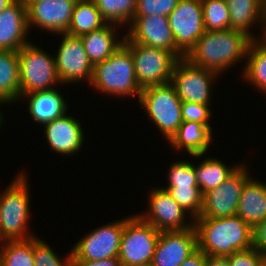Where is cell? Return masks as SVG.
Here are the masks:
<instances>
[{
  "label": "cell",
  "instance_id": "28",
  "mask_svg": "<svg viewBox=\"0 0 266 266\" xmlns=\"http://www.w3.org/2000/svg\"><path fill=\"white\" fill-rule=\"evenodd\" d=\"M240 165L241 164L230 167L216 158H206L199 165H194L197 184L202 195L217 188L230 177Z\"/></svg>",
  "mask_w": 266,
  "mask_h": 266
},
{
  "label": "cell",
  "instance_id": "14",
  "mask_svg": "<svg viewBox=\"0 0 266 266\" xmlns=\"http://www.w3.org/2000/svg\"><path fill=\"white\" fill-rule=\"evenodd\" d=\"M148 197L149 212L138 216L152 224L158 231H174L192 228L194 223L186 222L188 215L172 196L162 188H152Z\"/></svg>",
  "mask_w": 266,
  "mask_h": 266
},
{
  "label": "cell",
  "instance_id": "21",
  "mask_svg": "<svg viewBox=\"0 0 266 266\" xmlns=\"http://www.w3.org/2000/svg\"><path fill=\"white\" fill-rule=\"evenodd\" d=\"M212 128L202 123L183 121L169 144L174 150H184L192 157H202L212 141Z\"/></svg>",
  "mask_w": 266,
  "mask_h": 266
},
{
  "label": "cell",
  "instance_id": "44",
  "mask_svg": "<svg viewBox=\"0 0 266 266\" xmlns=\"http://www.w3.org/2000/svg\"><path fill=\"white\" fill-rule=\"evenodd\" d=\"M25 5H26V7L30 4V3H32V2H36V1H39V0H21Z\"/></svg>",
  "mask_w": 266,
  "mask_h": 266
},
{
  "label": "cell",
  "instance_id": "6",
  "mask_svg": "<svg viewBox=\"0 0 266 266\" xmlns=\"http://www.w3.org/2000/svg\"><path fill=\"white\" fill-rule=\"evenodd\" d=\"M160 231L143 221L138 214L124 218L118 259L123 266L150 265L158 243Z\"/></svg>",
  "mask_w": 266,
  "mask_h": 266
},
{
  "label": "cell",
  "instance_id": "47",
  "mask_svg": "<svg viewBox=\"0 0 266 266\" xmlns=\"http://www.w3.org/2000/svg\"><path fill=\"white\" fill-rule=\"evenodd\" d=\"M263 30H266V4H265V26L263 27Z\"/></svg>",
  "mask_w": 266,
  "mask_h": 266
},
{
  "label": "cell",
  "instance_id": "41",
  "mask_svg": "<svg viewBox=\"0 0 266 266\" xmlns=\"http://www.w3.org/2000/svg\"><path fill=\"white\" fill-rule=\"evenodd\" d=\"M205 266H229V263L227 257L208 255Z\"/></svg>",
  "mask_w": 266,
  "mask_h": 266
},
{
  "label": "cell",
  "instance_id": "39",
  "mask_svg": "<svg viewBox=\"0 0 266 266\" xmlns=\"http://www.w3.org/2000/svg\"><path fill=\"white\" fill-rule=\"evenodd\" d=\"M72 266H123L118 257H112L100 261L72 260Z\"/></svg>",
  "mask_w": 266,
  "mask_h": 266
},
{
  "label": "cell",
  "instance_id": "19",
  "mask_svg": "<svg viewBox=\"0 0 266 266\" xmlns=\"http://www.w3.org/2000/svg\"><path fill=\"white\" fill-rule=\"evenodd\" d=\"M44 133L50 148L66 156L81 150L85 137L80 122L67 114L44 124Z\"/></svg>",
  "mask_w": 266,
  "mask_h": 266
},
{
  "label": "cell",
  "instance_id": "40",
  "mask_svg": "<svg viewBox=\"0 0 266 266\" xmlns=\"http://www.w3.org/2000/svg\"><path fill=\"white\" fill-rule=\"evenodd\" d=\"M207 255L196 249L180 266H205Z\"/></svg>",
  "mask_w": 266,
  "mask_h": 266
},
{
  "label": "cell",
  "instance_id": "38",
  "mask_svg": "<svg viewBox=\"0 0 266 266\" xmlns=\"http://www.w3.org/2000/svg\"><path fill=\"white\" fill-rule=\"evenodd\" d=\"M252 247L266 256V219L253 227Z\"/></svg>",
  "mask_w": 266,
  "mask_h": 266
},
{
  "label": "cell",
  "instance_id": "22",
  "mask_svg": "<svg viewBox=\"0 0 266 266\" xmlns=\"http://www.w3.org/2000/svg\"><path fill=\"white\" fill-rule=\"evenodd\" d=\"M236 215L252 228L266 219V183L252 177L245 182Z\"/></svg>",
  "mask_w": 266,
  "mask_h": 266
},
{
  "label": "cell",
  "instance_id": "2",
  "mask_svg": "<svg viewBox=\"0 0 266 266\" xmlns=\"http://www.w3.org/2000/svg\"><path fill=\"white\" fill-rule=\"evenodd\" d=\"M197 248L207 256L228 257L252 248L253 228L239 216L193 220Z\"/></svg>",
  "mask_w": 266,
  "mask_h": 266
},
{
  "label": "cell",
  "instance_id": "45",
  "mask_svg": "<svg viewBox=\"0 0 266 266\" xmlns=\"http://www.w3.org/2000/svg\"><path fill=\"white\" fill-rule=\"evenodd\" d=\"M0 104H3L1 101H0ZM2 121H4L3 120V116H2V113L0 112V127L2 126Z\"/></svg>",
  "mask_w": 266,
  "mask_h": 266
},
{
  "label": "cell",
  "instance_id": "31",
  "mask_svg": "<svg viewBox=\"0 0 266 266\" xmlns=\"http://www.w3.org/2000/svg\"><path fill=\"white\" fill-rule=\"evenodd\" d=\"M180 207L189 214V222L200 217L203 207V195L199 187H162Z\"/></svg>",
  "mask_w": 266,
  "mask_h": 266
},
{
  "label": "cell",
  "instance_id": "8",
  "mask_svg": "<svg viewBox=\"0 0 266 266\" xmlns=\"http://www.w3.org/2000/svg\"><path fill=\"white\" fill-rule=\"evenodd\" d=\"M131 51L135 76L140 89L166 84L179 58L170 51L149 47L143 44L123 41Z\"/></svg>",
  "mask_w": 266,
  "mask_h": 266
},
{
  "label": "cell",
  "instance_id": "36",
  "mask_svg": "<svg viewBox=\"0 0 266 266\" xmlns=\"http://www.w3.org/2000/svg\"><path fill=\"white\" fill-rule=\"evenodd\" d=\"M209 107V105H203L199 103L182 102V119L183 121H193L202 123L206 126H211L208 121L212 115Z\"/></svg>",
  "mask_w": 266,
  "mask_h": 266
},
{
  "label": "cell",
  "instance_id": "42",
  "mask_svg": "<svg viewBox=\"0 0 266 266\" xmlns=\"http://www.w3.org/2000/svg\"><path fill=\"white\" fill-rule=\"evenodd\" d=\"M12 2H13V0H0V12H2Z\"/></svg>",
  "mask_w": 266,
  "mask_h": 266
},
{
  "label": "cell",
  "instance_id": "18",
  "mask_svg": "<svg viewBox=\"0 0 266 266\" xmlns=\"http://www.w3.org/2000/svg\"><path fill=\"white\" fill-rule=\"evenodd\" d=\"M28 31L27 7L21 0H14L0 12V50L19 51L30 43Z\"/></svg>",
  "mask_w": 266,
  "mask_h": 266
},
{
  "label": "cell",
  "instance_id": "11",
  "mask_svg": "<svg viewBox=\"0 0 266 266\" xmlns=\"http://www.w3.org/2000/svg\"><path fill=\"white\" fill-rule=\"evenodd\" d=\"M242 164L217 188L203 195V207L198 218L231 217L237 214L245 182L251 177Z\"/></svg>",
  "mask_w": 266,
  "mask_h": 266
},
{
  "label": "cell",
  "instance_id": "5",
  "mask_svg": "<svg viewBox=\"0 0 266 266\" xmlns=\"http://www.w3.org/2000/svg\"><path fill=\"white\" fill-rule=\"evenodd\" d=\"M139 104L169 142L182 124V101L169 82L142 89Z\"/></svg>",
  "mask_w": 266,
  "mask_h": 266
},
{
  "label": "cell",
  "instance_id": "35",
  "mask_svg": "<svg viewBox=\"0 0 266 266\" xmlns=\"http://www.w3.org/2000/svg\"><path fill=\"white\" fill-rule=\"evenodd\" d=\"M179 0H137L134 17L148 15L168 16L177 6Z\"/></svg>",
  "mask_w": 266,
  "mask_h": 266
},
{
  "label": "cell",
  "instance_id": "33",
  "mask_svg": "<svg viewBox=\"0 0 266 266\" xmlns=\"http://www.w3.org/2000/svg\"><path fill=\"white\" fill-rule=\"evenodd\" d=\"M167 187H199L194 171V164L187 161H176L168 169Z\"/></svg>",
  "mask_w": 266,
  "mask_h": 266
},
{
  "label": "cell",
  "instance_id": "9",
  "mask_svg": "<svg viewBox=\"0 0 266 266\" xmlns=\"http://www.w3.org/2000/svg\"><path fill=\"white\" fill-rule=\"evenodd\" d=\"M167 17L176 43V56L184 58L205 33L201 0H179Z\"/></svg>",
  "mask_w": 266,
  "mask_h": 266
},
{
  "label": "cell",
  "instance_id": "30",
  "mask_svg": "<svg viewBox=\"0 0 266 266\" xmlns=\"http://www.w3.org/2000/svg\"><path fill=\"white\" fill-rule=\"evenodd\" d=\"M107 23L129 24L134 18L137 0H93Z\"/></svg>",
  "mask_w": 266,
  "mask_h": 266
},
{
  "label": "cell",
  "instance_id": "29",
  "mask_svg": "<svg viewBox=\"0 0 266 266\" xmlns=\"http://www.w3.org/2000/svg\"><path fill=\"white\" fill-rule=\"evenodd\" d=\"M1 245L0 266H35L34 237L28 240H6Z\"/></svg>",
  "mask_w": 266,
  "mask_h": 266
},
{
  "label": "cell",
  "instance_id": "16",
  "mask_svg": "<svg viewBox=\"0 0 266 266\" xmlns=\"http://www.w3.org/2000/svg\"><path fill=\"white\" fill-rule=\"evenodd\" d=\"M129 27L124 41L170 51L176 55V43L167 16L134 17Z\"/></svg>",
  "mask_w": 266,
  "mask_h": 266
},
{
  "label": "cell",
  "instance_id": "27",
  "mask_svg": "<svg viewBox=\"0 0 266 266\" xmlns=\"http://www.w3.org/2000/svg\"><path fill=\"white\" fill-rule=\"evenodd\" d=\"M246 58L242 72L245 81L266 94V45L260 39L251 40Z\"/></svg>",
  "mask_w": 266,
  "mask_h": 266
},
{
  "label": "cell",
  "instance_id": "15",
  "mask_svg": "<svg viewBox=\"0 0 266 266\" xmlns=\"http://www.w3.org/2000/svg\"><path fill=\"white\" fill-rule=\"evenodd\" d=\"M78 0H39L27 6L28 28L34 25L58 34L67 33Z\"/></svg>",
  "mask_w": 266,
  "mask_h": 266
},
{
  "label": "cell",
  "instance_id": "1",
  "mask_svg": "<svg viewBox=\"0 0 266 266\" xmlns=\"http://www.w3.org/2000/svg\"><path fill=\"white\" fill-rule=\"evenodd\" d=\"M251 38L232 28L205 31L185 58L193 65L215 71L219 75L246 59Z\"/></svg>",
  "mask_w": 266,
  "mask_h": 266
},
{
  "label": "cell",
  "instance_id": "4",
  "mask_svg": "<svg viewBox=\"0 0 266 266\" xmlns=\"http://www.w3.org/2000/svg\"><path fill=\"white\" fill-rule=\"evenodd\" d=\"M20 173L0 193L2 243L6 240H28L36 236L27 229L30 218V187L26 174Z\"/></svg>",
  "mask_w": 266,
  "mask_h": 266
},
{
  "label": "cell",
  "instance_id": "7",
  "mask_svg": "<svg viewBox=\"0 0 266 266\" xmlns=\"http://www.w3.org/2000/svg\"><path fill=\"white\" fill-rule=\"evenodd\" d=\"M20 65V97L61 84L54 56L30 42L18 51ZM55 85V86H53ZM53 87V88H52Z\"/></svg>",
  "mask_w": 266,
  "mask_h": 266
},
{
  "label": "cell",
  "instance_id": "37",
  "mask_svg": "<svg viewBox=\"0 0 266 266\" xmlns=\"http://www.w3.org/2000/svg\"><path fill=\"white\" fill-rule=\"evenodd\" d=\"M229 266H262L266 256L255 248L234 252L227 257Z\"/></svg>",
  "mask_w": 266,
  "mask_h": 266
},
{
  "label": "cell",
  "instance_id": "10",
  "mask_svg": "<svg viewBox=\"0 0 266 266\" xmlns=\"http://www.w3.org/2000/svg\"><path fill=\"white\" fill-rule=\"evenodd\" d=\"M218 75L215 71L193 65L184 57L176 62L170 83L182 102L210 105L212 83Z\"/></svg>",
  "mask_w": 266,
  "mask_h": 266
},
{
  "label": "cell",
  "instance_id": "12",
  "mask_svg": "<svg viewBox=\"0 0 266 266\" xmlns=\"http://www.w3.org/2000/svg\"><path fill=\"white\" fill-rule=\"evenodd\" d=\"M123 231L124 219L92 230L72 247V260L100 261L118 257Z\"/></svg>",
  "mask_w": 266,
  "mask_h": 266
},
{
  "label": "cell",
  "instance_id": "46",
  "mask_svg": "<svg viewBox=\"0 0 266 266\" xmlns=\"http://www.w3.org/2000/svg\"><path fill=\"white\" fill-rule=\"evenodd\" d=\"M0 245L2 244V228H1V221H0Z\"/></svg>",
  "mask_w": 266,
  "mask_h": 266
},
{
  "label": "cell",
  "instance_id": "32",
  "mask_svg": "<svg viewBox=\"0 0 266 266\" xmlns=\"http://www.w3.org/2000/svg\"><path fill=\"white\" fill-rule=\"evenodd\" d=\"M205 31L230 28L229 8L226 0H201Z\"/></svg>",
  "mask_w": 266,
  "mask_h": 266
},
{
  "label": "cell",
  "instance_id": "26",
  "mask_svg": "<svg viewBox=\"0 0 266 266\" xmlns=\"http://www.w3.org/2000/svg\"><path fill=\"white\" fill-rule=\"evenodd\" d=\"M107 22L101 16L93 0H78L75 4L67 34L82 36L98 30Z\"/></svg>",
  "mask_w": 266,
  "mask_h": 266
},
{
  "label": "cell",
  "instance_id": "43",
  "mask_svg": "<svg viewBox=\"0 0 266 266\" xmlns=\"http://www.w3.org/2000/svg\"><path fill=\"white\" fill-rule=\"evenodd\" d=\"M261 41L266 45V30H262Z\"/></svg>",
  "mask_w": 266,
  "mask_h": 266
},
{
  "label": "cell",
  "instance_id": "20",
  "mask_svg": "<svg viewBox=\"0 0 266 266\" xmlns=\"http://www.w3.org/2000/svg\"><path fill=\"white\" fill-rule=\"evenodd\" d=\"M21 98L29 100L30 116L42 125L63 117L68 107L64 97L56 88L23 94Z\"/></svg>",
  "mask_w": 266,
  "mask_h": 266
},
{
  "label": "cell",
  "instance_id": "17",
  "mask_svg": "<svg viewBox=\"0 0 266 266\" xmlns=\"http://www.w3.org/2000/svg\"><path fill=\"white\" fill-rule=\"evenodd\" d=\"M197 249L194 226L185 230L161 231L152 266H180Z\"/></svg>",
  "mask_w": 266,
  "mask_h": 266
},
{
  "label": "cell",
  "instance_id": "13",
  "mask_svg": "<svg viewBox=\"0 0 266 266\" xmlns=\"http://www.w3.org/2000/svg\"><path fill=\"white\" fill-rule=\"evenodd\" d=\"M60 35H63L62 42L54 59L61 84L77 83L82 79L90 84L94 66L88 58L81 37L67 33Z\"/></svg>",
  "mask_w": 266,
  "mask_h": 266
},
{
  "label": "cell",
  "instance_id": "34",
  "mask_svg": "<svg viewBox=\"0 0 266 266\" xmlns=\"http://www.w3.org/2000/svg\"><path fill=\"white\" fill-rule=\"evenodd\" d=\"M34 262L35 266H72V251L64 260H61L48 244L35 236Z\"/></svg>",
  "mask_w": 266,
  "mask_h": 266
},
{
  "label": "cell",
  "instance_id": "3",
  "mask_svg": "<svg viewBox=\"0 0 266 266\" xmlns=\"http://www.w3.org/2000/svg\"><path fill=\"white\" fill-rule=\"evenodd\" d=\"M90 85L101 93L117 97H138L137 83L131 51L122 44L109 58L94 65Z\"/></svg>",
  "mask_w": 266,
  "mask_h": 266
},
{
  "label": "cell",
  "instance_id": "24",
  "mask_svg": "<svg viewBox=\"0 0 266 266\" xmlns=\"http://www.w3.org/2000/svg\"><path fill=\"white\" fill-rule=\"evenodd\" d=\"M229 15L230 28L245 33L252 40L254 37L250 28L258 22L265 26V3L263 0H226Z\"/></svg>",
  "mask_w": 266,
  "mask_h": 266
},
{
  "label": "cell",
  "instance_id": "23",
  "mask_svg": "<svg viewBox=\"0 0 266 266\" xmlns=\"http://www.w3.org/2000/svg\"><path fill=\"white\" fill-rule=\"evenodd\" d=\"M118 26L107 23L98 30L80 36L93 66L109 58L123 44L125 36H122L121 40L116 38V29L114 28H118Z\"/></svg>",
  "mask_w": 266,
  "mask_h": 266
},
{
  "label": "cell",
  "instance_id": "25",
  "mask_svg": "<svg viewBox=\"0 0 266 266\" xmlns=\"http://www.w3.org/2000/svg\"><path fill=\"white\" fill-rule=\"evenodd\" d=\"M20 99V65L18 51L0 50V101L14 103Z\"/></svg>",
  "mask_w": 266,
  "mask_h": 266
}]
</instances>
